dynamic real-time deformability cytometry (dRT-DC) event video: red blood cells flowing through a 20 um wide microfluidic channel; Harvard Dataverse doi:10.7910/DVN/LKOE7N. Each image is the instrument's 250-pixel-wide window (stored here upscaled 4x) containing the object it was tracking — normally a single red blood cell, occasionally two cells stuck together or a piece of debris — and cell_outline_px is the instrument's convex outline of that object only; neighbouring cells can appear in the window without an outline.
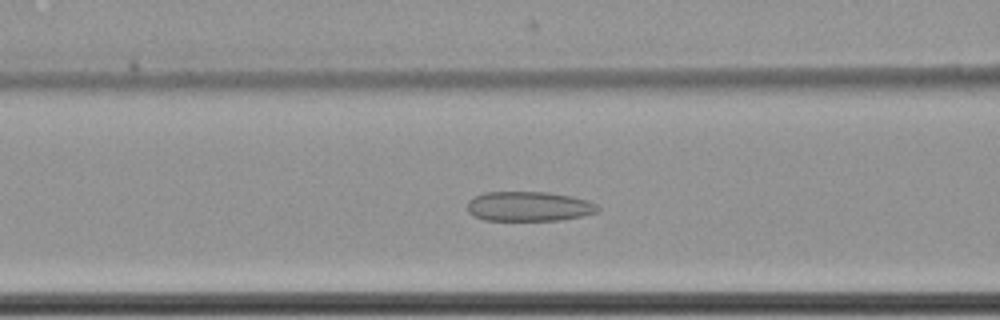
{"species": "common noctule bat (a hibernating species)", "species_latin": "Nyctalus noctula", "temperature_condition": "cold", "stored_images_in_passage": 62, "camera_frame_rate_fps": 3000, "um_per_image_px": 0.085, "animal": {"sex": "female", "body_mass_g": 22.7, "forearm_length_mm": 54.2}, "frame": {"image": 1, "passage_image": 28, "time_ms": 9.0, "image_size_px": [1000, 320], "cell_outline_px": [[600, 208], [596, 212], [584, 216], [560, 220], [484, 220], [472, 216], [468, 212], [468, 200], [484, 192], [548, 192], [572, 196], [588, 200], [596, 204]], "centroid_in_image_um": [44.96, 17.54], "position_along_channel_um": 121.6, "area_um2": 22.72}}
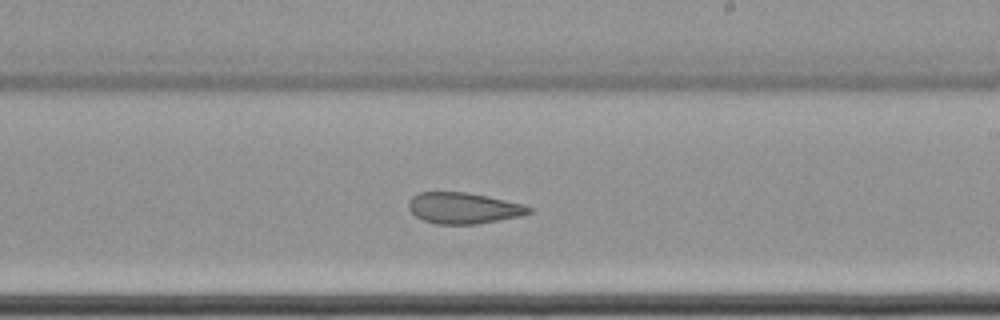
{"frame": {"image": 2, "passage_image": 39, "time_ms": 12.667, "image_size_px": [1000, 320], "cell_outline_px": [[532, 212], [520, 216], [476, 224], [436, 224], [424, 220], [416, 216], [408, 208], [408, 204], [412, 196], [420, 192], [468, 192], [524, 204], [532, 208]], "centroid_in_image_um": [39.4, 17.68], "position_along_channel_um": 249.6, "area_um2": 21.73}}
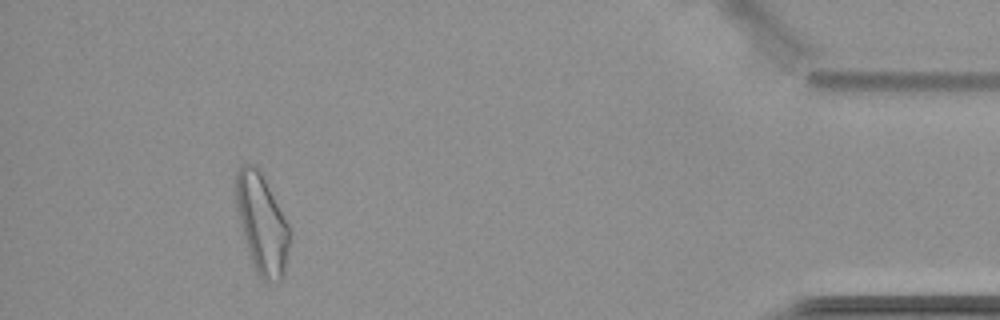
{"frame": {"image": 3, "passage_image": 58, "time_ms": 19.0, "image_size_px": [1000, 320], "cell_outline_px": [[292, 232], [284, 272], [280, 280], [264, 280], [256, 272], [240, 224], [236, 204], [236, 172], [240, 164], [252, 164], [260, 172], [288, 224]], "centroid_in_image_um": [22.27, 19.01], "position_along_channel_um": 412.9, "area_um2": 30.29}, "authors_computed_cell_mechanics": {"area_um2": 27.5417, "velocity_mm_per_s": 3.4946, "shape_relaxation_time_tau1_ms": null, "shape_relaxation_time_tau2_ms": 3.2352, "deformation_change_tau1": null, "deformation_change_tau2": 0.1103}}